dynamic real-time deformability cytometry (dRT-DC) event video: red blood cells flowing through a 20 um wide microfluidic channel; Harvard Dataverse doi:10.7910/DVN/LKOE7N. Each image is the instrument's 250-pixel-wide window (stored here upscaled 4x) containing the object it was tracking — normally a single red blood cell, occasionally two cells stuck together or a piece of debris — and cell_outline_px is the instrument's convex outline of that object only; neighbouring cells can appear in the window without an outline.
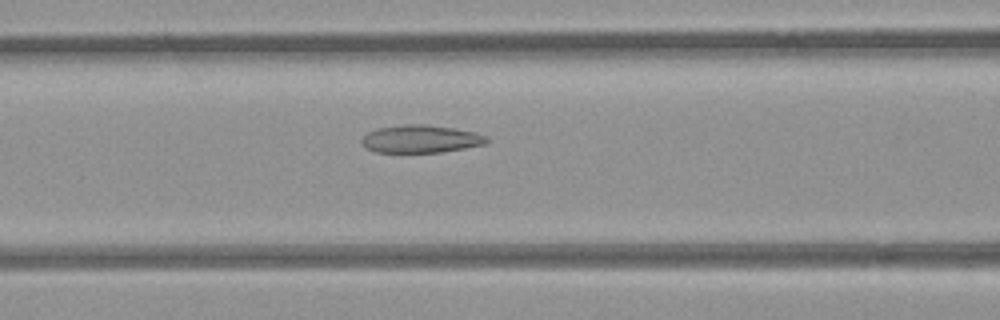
{"species": "common noctule bat (a hibernating species)", "species_latin": "Nyctalus noctula", "temperature_condition": "room temperature", "stored_images_in_passage": 46, "camera_frame_rate_fps": 3000, "um_per_image_px": 0.085, "animal": {"sex": "female", "body_mass_g": 21.9}, "frame": {"image": 1, "passage_image": 15, "time_ms": 4.667, "image_size_px": [1000, 320], "cell_outline_px": [[488, 144], [440, 152], [376, 152], [368, 148], [360, 140], [368, 132], [380, 128], [404, 124], [428, 124], [452, 128], [472, 132], [484, 136], [488, 140]], "centroid_in_image_um": [35.76, 11.81], "position_along_channel_um": 130.8, "area_um2": 19.88}}
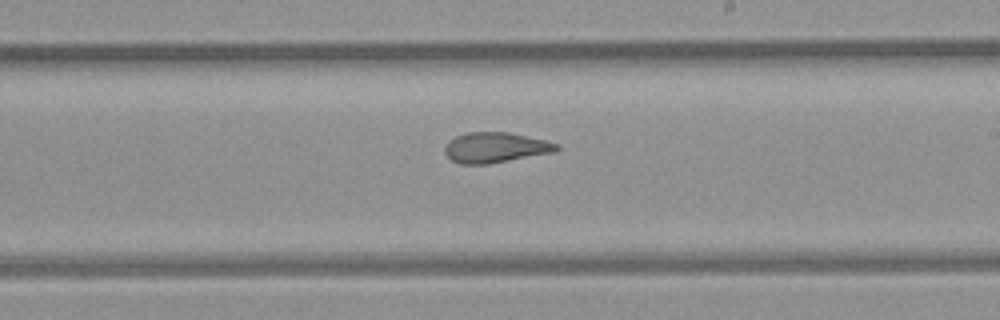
{"frame": {"image": 2, "passage_image": 24, "time_ms": 7.667, "image_size_px": [1000, 320], "cell_outline_px": [[560, 148], [556, 152], [488, 164], [460, 164], [452, 160], [444, 152], [444, 148], [456, 136], [468, 132], [508, 132], [544, 140], [560, 144]], "centroid_in_image_um": [42.15, 12.55], "position_along_channel_um": 246.9, "area_um2": 19.65}}
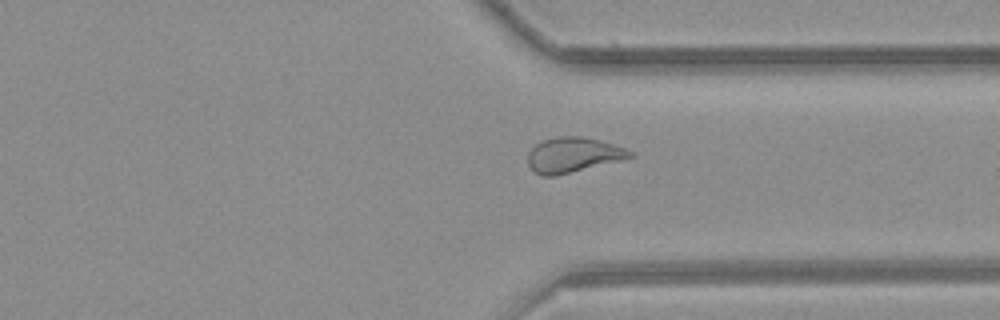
{"frame": {"image": 3, "passage_image": 33, "time_ms": 10.667, "image_size_px": [1000, 320], "cell_outline_px": [[636, 156], [556, 176], [544, 176], [536, 172], [528, 164], [528, 152], [536, 144], [544, 140], [556, 136], [580, 136], [600, 140], [624, 148], [632, 152]], "centroid_in_image_um": [48.7, 13.16], "position_along_channel_um": 362.7, "area_um2": 20.63}, "authors_computed_cell_mechanics": {"area_um2": 21.386, "velocity_mm_per_s": 3.8698, "shape_relaxation_time_tau1_ms": null, "shape_relaxation_time_tau2_ms": 2.237, "deformation_change_tau1": null, "deformation_change_tau2": 0.0993}}